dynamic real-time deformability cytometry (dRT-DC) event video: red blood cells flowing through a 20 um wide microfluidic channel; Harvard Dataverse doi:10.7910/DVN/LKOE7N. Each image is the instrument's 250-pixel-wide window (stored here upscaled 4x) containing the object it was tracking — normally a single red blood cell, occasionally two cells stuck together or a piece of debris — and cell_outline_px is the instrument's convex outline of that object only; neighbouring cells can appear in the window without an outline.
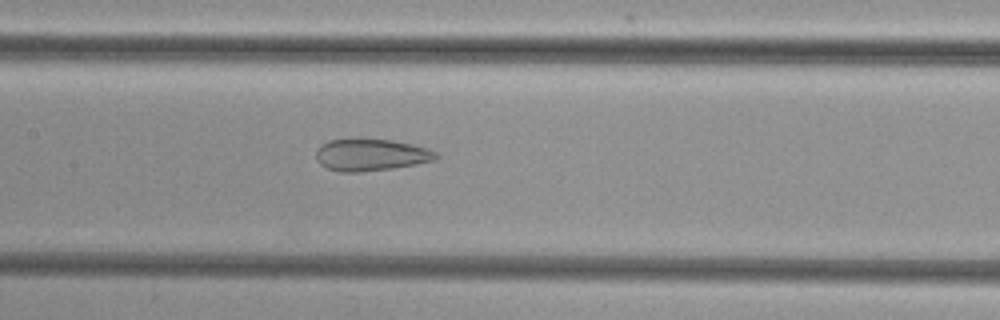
{"species": "common noctule bat (a hibernating species)", "species_latin": "Nyctalus noctula", "temperature_condition": "cold", "stored_images_in_passage": 39, "camera_frame_rate_fps": 3000, "um_per_image_px": 0.085, "animal": {"sex": "female", "body_mass_g": 29.2, "forearm_length_mm": 56.3}, "frame": {"image": 1, "passage_image": 14, "time_ms": 4.333, "image_size_px": [1000, 320], "cell_outline_px": [[440, 156], [436, 160], [416, 164], [392, 168], [360, 172], [340, 172], [328, 168], [320, 164], [316, 160], [316, 152], [320, 144], [328, 140], [392, 140], [412, 144], [428, 148], [436, 152]], "centroid_in_image_um": [31.54, 13.17], "position_along_channel_um": 175.9, "area_um2": 22.2}}
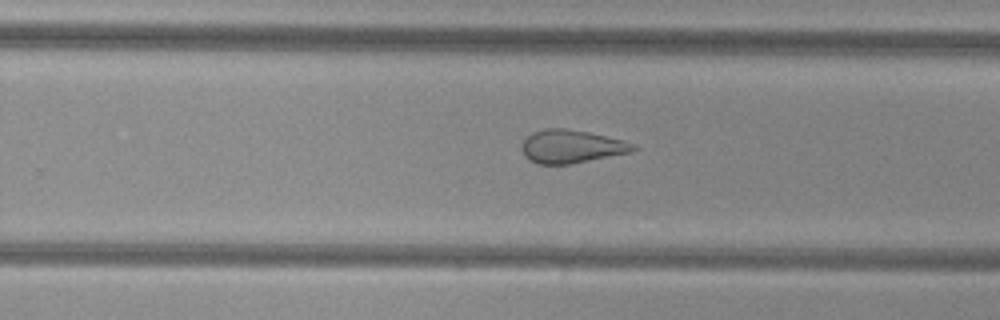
{"frame": {"image": 2, "passage_image": 22, "time_ms": 7.0, "image_size_px": [1000, 320], "cell_outline_px": [[640, 148], [632, 152], [568, 164], [536, 164], [528, 160], [524, 156], [520, 144], [532, 132], [544, 128], [564, 128], [588, 132], [624, 140], [636, 144]], "centroid_in_image_um": [48.56, 12.45], "position_along_channel_um": 281.2, "area_um2": 21.73}}
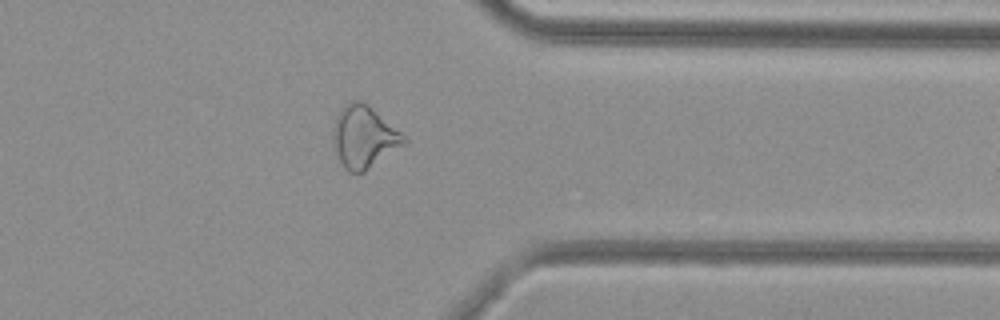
{"frame": {"image": 3, "passage_image": 30, "time_ms": 9.667, "image_size_px": [1000, 320], "cell_outline_px": [[408, 140], [404, 144], [364, 172], [348, 172], [344, 168], [332, 148], [332, 128], [336, 116], [344, 104], [352, 100], [360, 100], [368, 104], [400, 132]], "centroid_in_image_um": [30.87, 11.63], "position_along_channel_um": 380.5, "area_um2": 25.66}}